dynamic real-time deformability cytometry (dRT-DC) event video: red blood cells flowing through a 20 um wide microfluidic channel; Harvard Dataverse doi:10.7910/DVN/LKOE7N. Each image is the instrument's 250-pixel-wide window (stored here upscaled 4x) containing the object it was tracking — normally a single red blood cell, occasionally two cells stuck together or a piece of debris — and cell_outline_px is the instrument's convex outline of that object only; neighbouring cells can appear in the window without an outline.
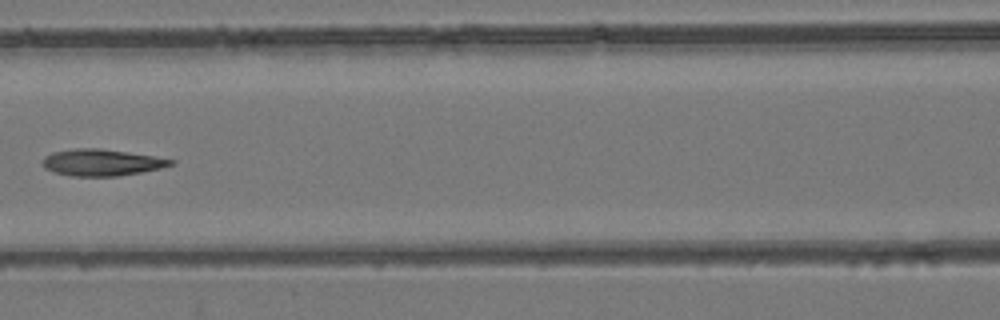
{"species": "common noctule bat (a hibernating species)", "species_latin": "Nyctalus noctula", "temperature_condition": "room temperature", "stored_images_in_passage": 7, "camera_frame_rate_fps": 3000, "um_per_image_px": 0.085, "animal": {"sex": "female", "body_mass_g": 24.6, "forearm_length_mm": 56.2}, "frame": {"image": 1, "passage_image": 6, "time_ms": 1.667, "image_size_px": [1000, 320], "cell_outline_px": [[176, 164], [160, 168], [140, 172], [116, 176], [72, 176], [56, 172], [44, 168], [44, 156], [52, 152], [76, 148], [100, 148], [128, 152], [176, 160]], "centroid_in_image_um": [8.66, 13.8], "position_along_channel_um": 157.9, "area_um2": 19.71}}
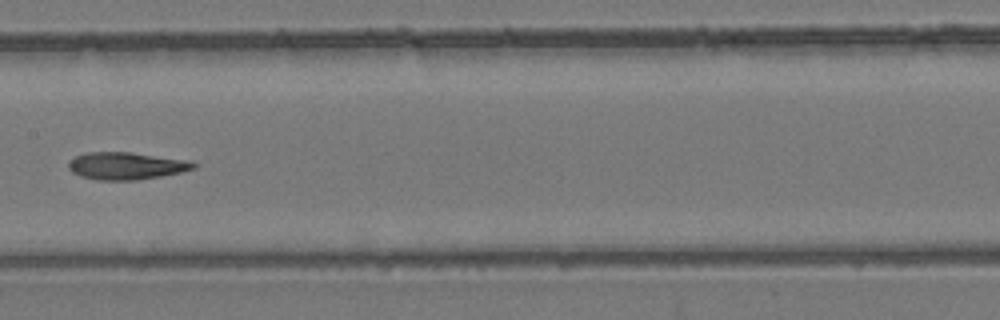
{"frame": {"image": 2, "passage_image": 7, "time_ms": 2.0, "image_size_px": [1000, 320], "cell_outline_px": [[196, 168], [180, 172], [160, 176], [136, 180], [96, 180], [80, 176], [72, 172], [68, 168], [68, 160], [84, 152], [128, 152], [192, 160], [196, 164]], "centroid_in_image_um": [10.71, 14.09], "position_along_channel_um": 196.7, "area_um2": 20.06}}